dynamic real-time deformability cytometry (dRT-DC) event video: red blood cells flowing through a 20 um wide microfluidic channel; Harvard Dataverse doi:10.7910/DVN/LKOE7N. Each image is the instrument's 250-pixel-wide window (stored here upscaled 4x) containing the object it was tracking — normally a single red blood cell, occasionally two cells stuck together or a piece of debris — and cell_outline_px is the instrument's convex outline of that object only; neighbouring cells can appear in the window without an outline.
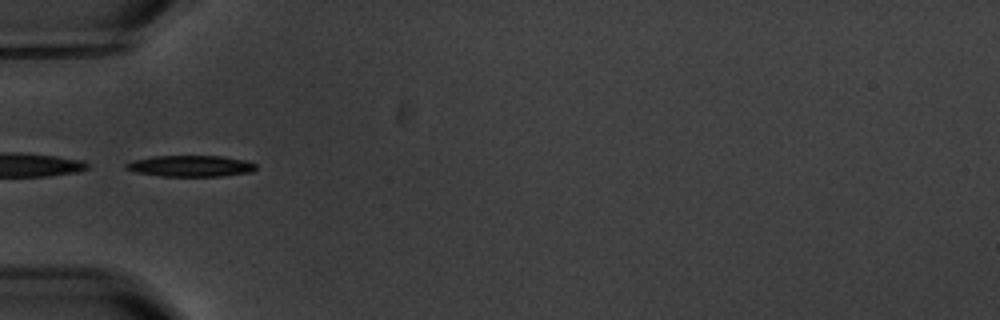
{"species": "common noctule bat (a hibernating species)", "species_latin": "Nyctalus noctula", "temperature_condition": "warm", "stored_images_in_passage": 6, "camera_frame_rate_fps": 3000, "um_per_image_px": 0.085, "animal": {"sex": "male", "body_mass_g": 20.1, "forearm_length_mm": 53.5}, "frame": {"image": 1, "passage_image": 5, "time_ms": 4.667, "image_size_px": [1000, 320], "cell_outline_px": [[256, 168], [252, 172], [220, 176], [160, 176], [136, 172], [124, 168], [124, 164], [132, 160], [152, 156], [224, 156], [244, 160], [256, 164]], "centroid_in_image_um": [16.17, 14.11], "position_along_channel_um": 68.8, "area_um2": 16.13}}